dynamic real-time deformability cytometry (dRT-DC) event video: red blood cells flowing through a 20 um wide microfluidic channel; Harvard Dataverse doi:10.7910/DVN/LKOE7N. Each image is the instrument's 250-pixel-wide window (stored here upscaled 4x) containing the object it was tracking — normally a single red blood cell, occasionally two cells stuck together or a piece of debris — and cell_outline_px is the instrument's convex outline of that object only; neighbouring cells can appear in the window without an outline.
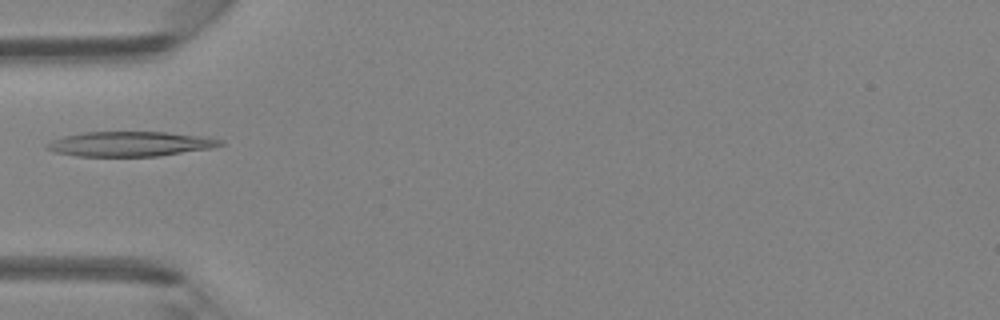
{"species": "Egyptian fruit bat (a non-hibernating species)", "species_latin": "Rousettus aegyptiacus", "temperature_condition": "room temperature", "stored_images_in_passage": 2, "camera_frame_rate_fps": 3000, "um_per_image_px": 0.085, "animal": {"sex": "female"}, "frame": {"image": 1, "passage_image": 2, "time_ms": 1.0, "image_size_px": [1000, 320], "cell_outline_px": [[224, 144], [212, 148], [160, 156], [76, 156], [56, 152], [44, 148], [44, 144], [52, 140], [64, 136], [84, 132], [164, 132], [200, 136], [224, 140]], "centroid_in_image_um": [11.04, 12.24], "position_along_channel_um": 74.0, "area_um2": 25.09}}